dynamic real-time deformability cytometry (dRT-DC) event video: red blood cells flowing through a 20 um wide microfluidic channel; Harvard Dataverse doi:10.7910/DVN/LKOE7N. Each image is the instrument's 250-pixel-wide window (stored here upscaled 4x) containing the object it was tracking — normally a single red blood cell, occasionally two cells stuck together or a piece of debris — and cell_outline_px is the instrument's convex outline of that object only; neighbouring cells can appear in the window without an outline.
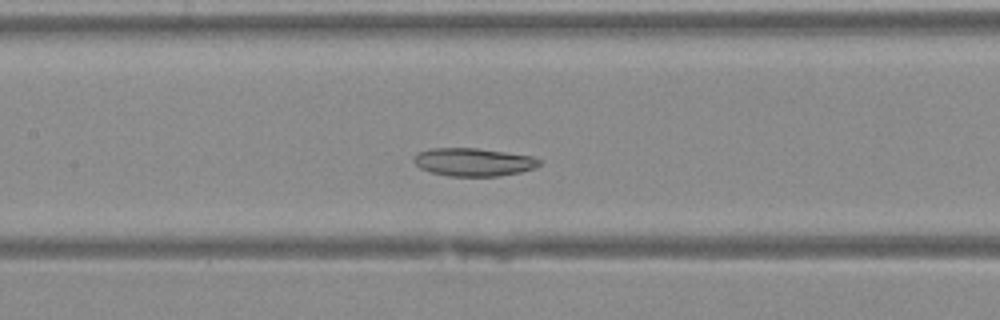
{"species": "Egyptian fruit bat (a non-hibernating species)", "species_latin": "Rousettus aegyptiacus", "temperature_condition": "warm", "stored_images_in_passage": 39, "camera_frame_rate_fps": 3000, "um_per_image_px": 0.085, "animal": {"sex": "female"}, "frame": {"image": 1, "passage_image": 16, "time_ms": 5.0, "image_size_px": [1000, 320], "cell_outline_px": [[540, 164], [536, 168], [520, 172], [500, 176], [448, 176], [432, 172], [420, 168], [412, 160], [416, 152], [432, 148], [476, 148], [532, 156], [540, 160]], "centroid_in_image_um": [40.23, 13.77], "position_along_channel_um": 167.2, "area_um2": 20.52}}
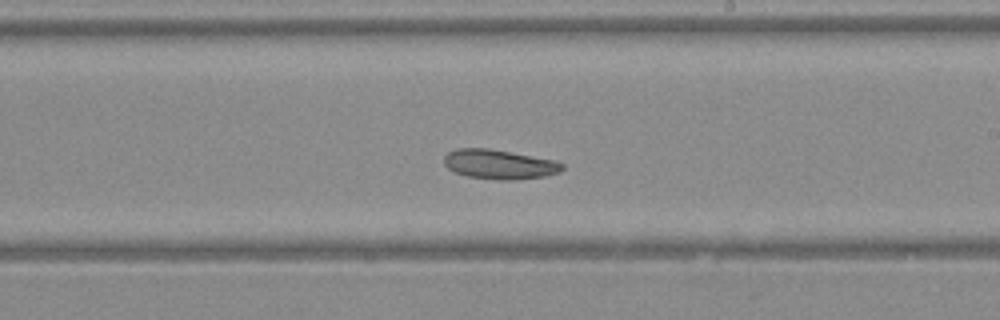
{"frame": {"image": 2, "passage_image": 21, "time_ms": 6.667, "image_size_px": [1000, 320], "cell_outline_px": [[564, 168], [560, 172], [544, 176], [512, 180], [496, 180], [468, 176], [452, 172], [444, 164], [444, 156], [448, 152], [456, 148], [488, 148], [552, 160], [564, 164]], "centroid_in_image_um": [42.39, 13.97], "position_along_channel_um": 246.6, "area_um2": 20.23}}
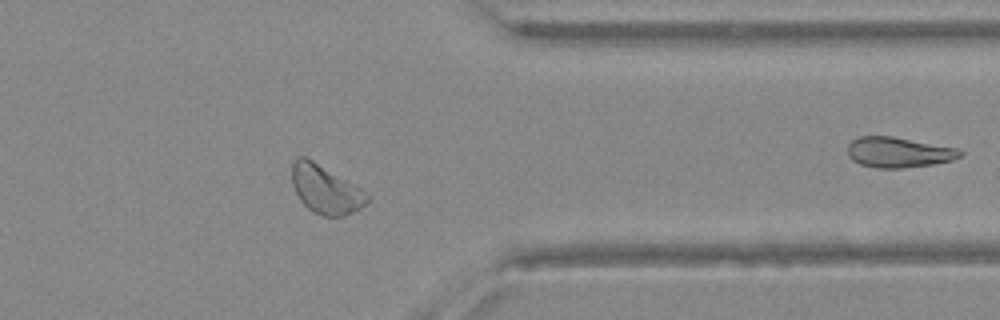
{"frame": {"image": 3, "passage_image": 30, "time_ms": 9.667, "image_size_px": [1000, 320], "cell_outline_px": [[372, 200], [360, 208], [344, 216], [324, 216], [312, 212], [300, 200], [292, 184], [292, 164], [296, 156], [304, 156], [312, 160], [360, 188]], "centroid_in_image_um": [27.66, 16.11], "position_along_channel_um": 383.7, "area_um2": 20.98}}